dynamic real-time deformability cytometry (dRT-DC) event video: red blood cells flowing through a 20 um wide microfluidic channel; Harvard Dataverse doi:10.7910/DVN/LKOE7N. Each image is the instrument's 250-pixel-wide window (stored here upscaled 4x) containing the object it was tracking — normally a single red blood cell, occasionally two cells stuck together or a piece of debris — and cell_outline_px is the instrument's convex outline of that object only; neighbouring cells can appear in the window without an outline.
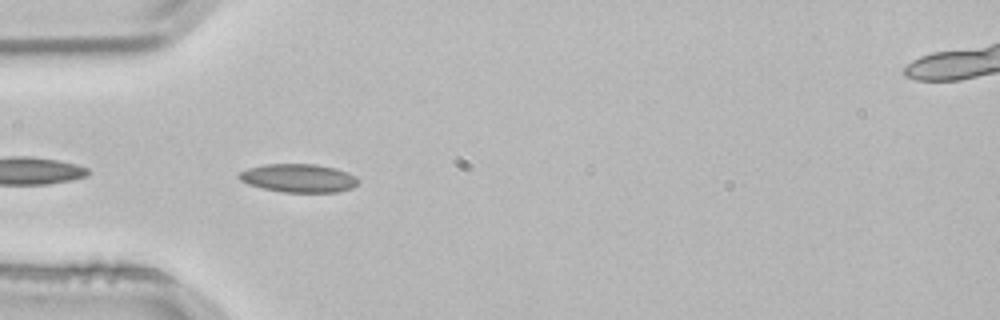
{"species": "common noctule bat (a hibernating species)", "species_latin": "Nyctalus noctula", "temperature_condition": "room temperature", "stored_images_in_passage": 5, "camera_frame_rate_fps": 3000, "um_per_image_px": 0.085, "animal": {"sex": "male", "body_mass_g": 21.5, "forearm_length_mm": 52.0}, "frame": {"image": 1, "passage_image": 4, "time_ms": 1.0, "image_size_px": [1000, 320], "cell_outline_px": [[360, 184], [352, 188], [336, 192], [284, 192], [264, 188], [248, 184], [240, 180], [236, 176], [240, 172], [248, 168], [264, 164], [316, 164], [336, 168], [348, 172], [356, 176], [360, 180]], "centroid_in_image_um": [25.42, 15.13], "position_along_channel_um": 59.6, "area_um2": 19.88}}